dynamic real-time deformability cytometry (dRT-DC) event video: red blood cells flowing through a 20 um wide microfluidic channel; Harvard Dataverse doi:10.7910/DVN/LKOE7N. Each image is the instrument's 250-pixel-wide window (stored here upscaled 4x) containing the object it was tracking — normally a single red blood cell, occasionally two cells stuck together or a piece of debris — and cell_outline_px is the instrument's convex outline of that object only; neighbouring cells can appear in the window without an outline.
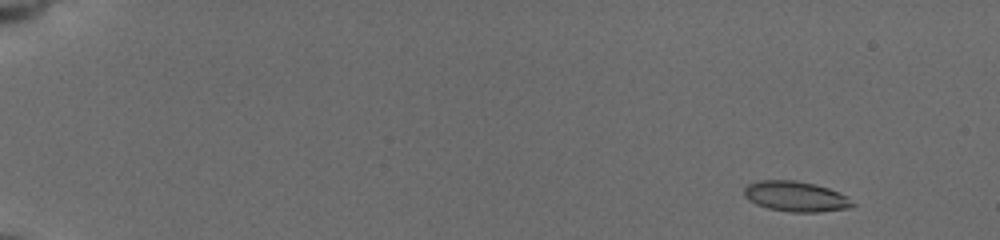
{"species": "common noctule bat (a hibernating species)", "species_latin": "Nyctalus noctula", "temperature_condition": "cold", "stored_images_in_passage": 18, "camera_frame_rate_fps": 3000, "um_per_image_px": 0.085, "animal": {"sex": "female", "body_mass_g": 19.5, "forearm_length_mm": 54.1}, "frame": {"image": 1, "passage_image": 6, "time_ms": 1.667, "image_size_px": [1000, 240], "cell_outline_px": [[856, 204], [848, 208], [820, 212], [792, 212], [768, 208], [756, 204], [748, 200], [744, 196], [744, 188], [748, 184], [756, 180], [796, 180], [816, 184], [840, 192], [848, 196]], "centroid_in_image_um": [67.64, 16.69], "position_along_channel_um": 17.4, "area_um2": 19.36}}